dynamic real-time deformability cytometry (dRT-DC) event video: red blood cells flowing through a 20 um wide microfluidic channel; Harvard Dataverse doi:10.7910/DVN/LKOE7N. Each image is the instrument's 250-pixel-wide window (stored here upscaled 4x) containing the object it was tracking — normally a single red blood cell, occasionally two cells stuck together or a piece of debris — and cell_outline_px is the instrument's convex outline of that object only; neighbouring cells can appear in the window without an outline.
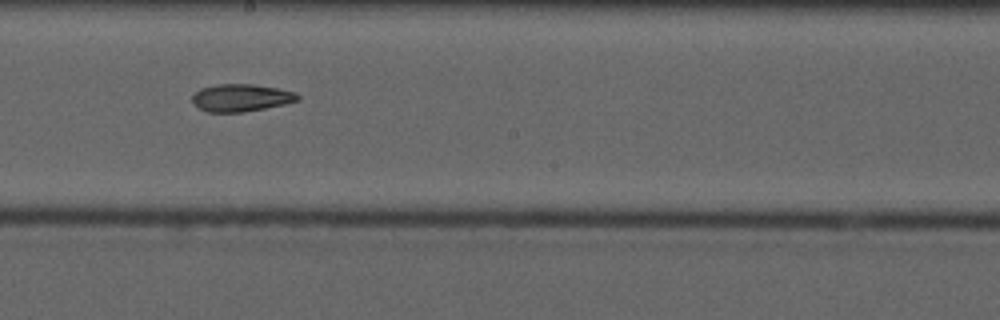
{"species": "common noctule bat (a hibernating species)", "species_latin": "Nyctalus noctula", "temperature_condition": "cold", "stored_images_in_passage": 10, "camera_frame_rate_fps": 3000, "um_per_image_px": 0.085, "animal": {"sex": "male", "forearm_length_mm": 52.5}, "frame": {"image": 1, "passage_image": 10, "time_ms": 11.0, "image_size_px": [1000, 320], "cell_outline_px": [[300, 100], [284, 104], [244, 112], [208, 112], [192, 104], [192, 96], [200, 88], [216, 84], [252, 84], [276, 88], [296, 92], [300, 96]], "centroid_in_image_um": [20.48, 8.31], "position_along_channel_um": 227.7, "area_um2": 16.88}}